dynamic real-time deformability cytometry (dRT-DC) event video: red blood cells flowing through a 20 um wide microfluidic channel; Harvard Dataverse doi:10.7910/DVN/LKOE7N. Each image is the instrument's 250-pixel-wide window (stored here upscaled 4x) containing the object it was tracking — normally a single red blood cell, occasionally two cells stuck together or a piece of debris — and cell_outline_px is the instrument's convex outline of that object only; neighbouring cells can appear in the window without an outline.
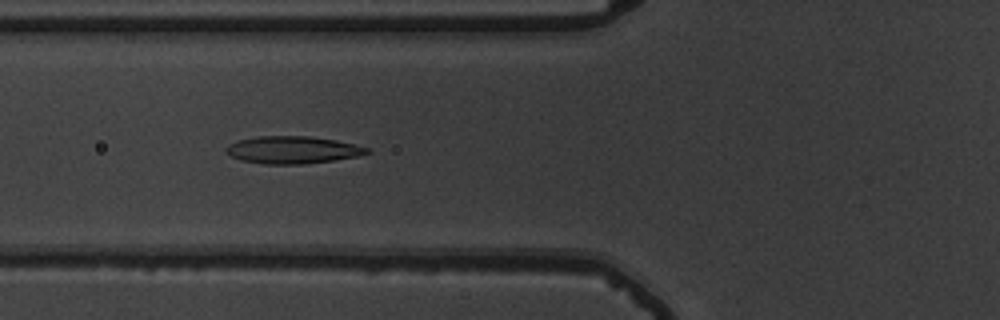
{"species": "common noctule bat (a hibernating species)", "species_latin": "Nyctalus noctula", "temperature_condition": "warm", "stored_images_in_passage": 54, "camera_frame_rate_fps": 3000, "um_per_image_px": 0.085, "animal": {"sex": "male", "body_mass_g": 19.5, "forearm_length_mm": 54.6}, "frame": {"image": 1, "passage_image": 20, "time_ms": 6.333, "image_size_px": [1000, 320], "cell_outline_px": [[372, 152], [356, 156], [332, 160], [304, 164], [264, 164], [240, 160], [224, 152], [224, 148], [228, 144], [236, 140], [256, 136], [308, 136], [336, 140], [368, 148]], "centroid_in_image_um": [24.79, 12.73], "position_along_channel_um": 101.0, "area_um2": 22.48}}
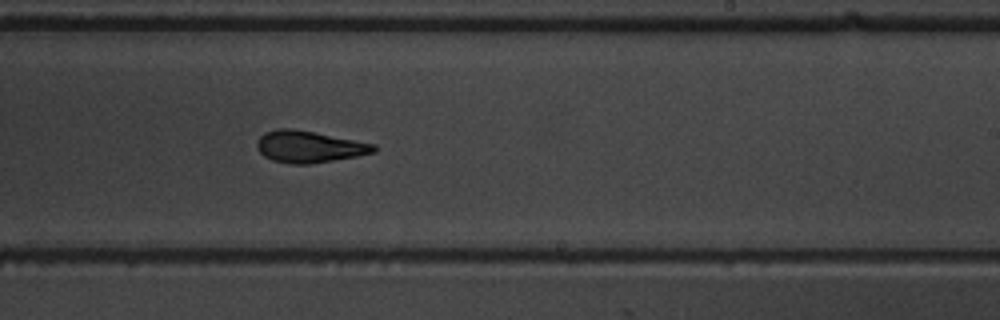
{"frame": {"image": 2, "passage_image": 33, "time_ms": 10.667, "image_size_px": [1000, 320], "cell_outline_px": [[376, 152], [356, 156], [308, 164], [292, 164], [272, 160], [264, 156], [256, 148], [256, 140], [264, 132], [280, 128], [292, 128], [376, 144]], "centroid_in_image_um": [26.23, 12.46], "position_along_channel_um": 262.8, "area_um2": 21.5}}
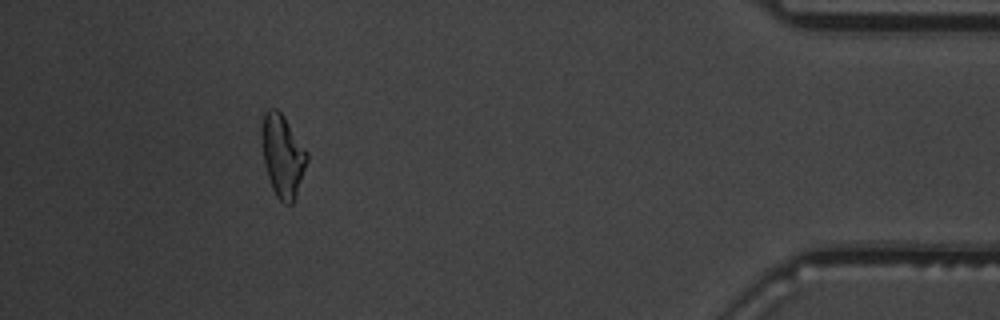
{"frame": {"image": 3, "passage_image": 49, "time_ms": 16.0, "image_size_px": [1000, 320], "cell_outline_px": [[308, 160], [296, 196], [292, 204], [284, 204], [276, 196], [272, 188], [264, 164], [260, 136], [260, 128], [264, 112], [268, 108], [276, 108], [284, 116], [308, 152]], "centroid_in_image_um": [24.0, 13.21], "position_along_channel_um": 411.2, "area_um2": 22.02}, "authors_computed_cell_mechanics": {"area_um2": 21.7906, "velocity_mm_per_s": 3.7357, "shape_relaxation_time_tau1_ms": null, "shape_relaxation_time_tau2_ms": 3.6859, "deformation_change_tau1": null, "deformation_change_tau2": 0.1248}}